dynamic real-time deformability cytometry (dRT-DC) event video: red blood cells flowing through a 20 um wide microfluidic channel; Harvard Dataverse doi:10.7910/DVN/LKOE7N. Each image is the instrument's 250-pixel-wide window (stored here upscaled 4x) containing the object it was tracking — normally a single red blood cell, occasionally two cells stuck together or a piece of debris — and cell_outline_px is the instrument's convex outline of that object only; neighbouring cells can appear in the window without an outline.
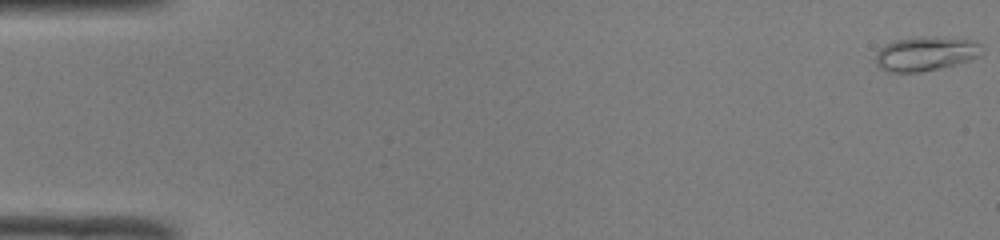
{"species": "common noctule bat (a hibernating species)", "species_latin": "Nyctalus noctula", "temperature_condition": "room temperature", "stored_images_in_passage": 49, "camera_frame_rate_fps": 3000, "um_per_image_px": 0.085, "animal": {"sex": "male", "body_mass_g": 19.0, "forearm_length_mm": 50.8}, "frame": {"image": 1, "passage_image": 1, "time_ms": 0.0, "image_size_px": [1000, 240], "cell_outline_px": [[980, 56], [968, 60], [920, 72], [884, 72], [876, 64], [876, 52], [884, 44], [896, 40], [916, 36], [920, 36], [976, 40], [980, 44]], "centroid_in_image_um": [78.61, 4.55], "position_along_channel_um": 6.4, "area_um2": 21.04}}
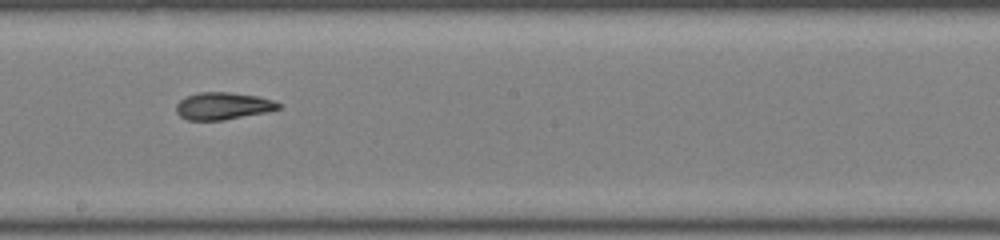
{"frame": {"image": 2, "passage_image": 29, "time_ms": 9.333, "image_size_px": [1000, 240], "cell_outline_px": [[280, 108], [264, 112], [224, 120], [188, 120], [180, 116], [176, 112], [176, 104], [184, 96], [200, 92], [232, 92], [256, 96], [272, 100], [280, 104]], "centroid_in_image_um": [18.89, 9.0], "position_along_channel_um": 229.3, "area_um2": 16.13}}
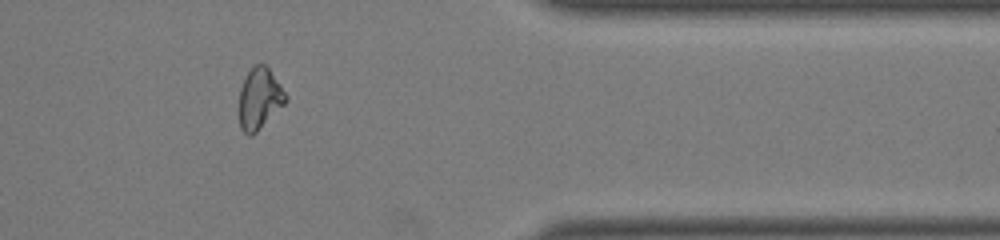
{"frame": {"image": 3, "passage_image": 42, "time_ms": 13.667, "image_size_px": [1000, 240], "cell_outline_px": [[288, 100], [252, 136], [248, 136], [240, 128], [240, 88], [244, 76], [252, 64], [264, 64], [268, 68], [280, 84], [288, 96]], "centroid_in_image_um": [22.05, 8.35], "position_along_channel_um": 389.4, "area_um2": 16.59}, "authors_computed_cell_mechanics": {"area_um2": 17.051, "velocity_mm_per_s": 4.0942, "shape_relaxation_time_tau1_ms": null, "shape_relaxation_time_tau2_ms": 1.8434, "deformation_change_tau1": null, "deformation_change_tau2": 0.0723}}